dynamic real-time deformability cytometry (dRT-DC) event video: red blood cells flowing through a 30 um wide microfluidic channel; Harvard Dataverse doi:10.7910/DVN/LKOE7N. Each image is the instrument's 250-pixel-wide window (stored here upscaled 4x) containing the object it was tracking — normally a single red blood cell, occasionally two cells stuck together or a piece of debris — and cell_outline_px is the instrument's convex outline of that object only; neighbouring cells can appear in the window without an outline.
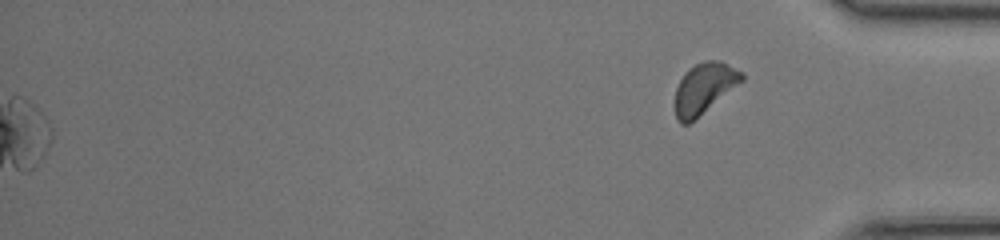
{"species": "common noctule bat (a hibernating species)", "species_latin": "Nyctalus noctula", "temperature_condition": "room temperature", "stored_images_in_passage": 49, "segment_of_instrument_passage": [2, 2], "camera_frame_rate_fps": 3000, "um_per_image_px": 0.085, "animal": {"sex": "female", "body_mass_g": 17.0, "forearm_length_mm": 48.0}, "frame": {"image": 1, "passage_image": 49, "time_ms": 16.0, "image_size_px": [1000, 240], "cell_outline_px": [[744, 80], [688, 124], [680, 124], [676, 120], [676, 88], [680, 80], [688, 68], [704, 60], [720, 60], [744, 72]], "centroid_in_image_um": [59.87, 7.47], "position_along_channel_um": 375.3, "area_um2": 19.48}}